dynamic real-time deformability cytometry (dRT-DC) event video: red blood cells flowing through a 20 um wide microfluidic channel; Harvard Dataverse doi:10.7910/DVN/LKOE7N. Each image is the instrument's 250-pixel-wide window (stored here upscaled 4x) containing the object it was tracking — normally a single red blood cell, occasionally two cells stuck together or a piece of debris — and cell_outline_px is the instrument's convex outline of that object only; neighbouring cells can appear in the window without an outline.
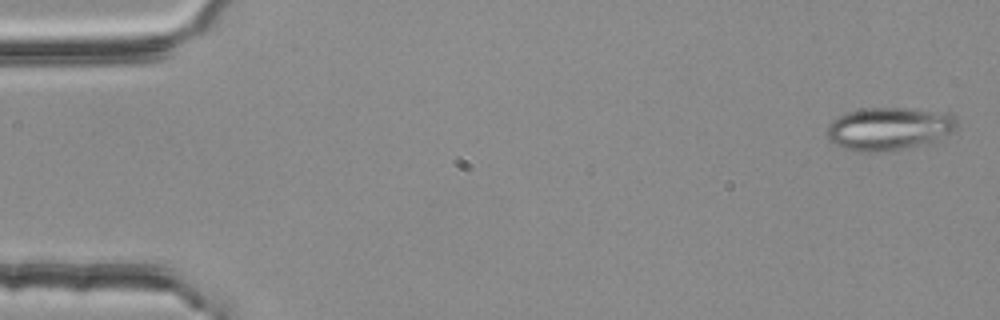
{"species": "common noctule bat (a hibernating species)", "species_latin": "Nyctalus noctula", "temperature_condition": "room temperature", "stored_images_in_passage": 4, "camera_frame_rate_fps": 3000, "um_per_image_px": 0.085, "animal": {"sex": "female", "body_mass_g": 25.1}, "frame": {"image": 1, "passage_image": 1, "time_ms": 0.0, "image_size_px": [1000, 320], "cell_outline_px": [[956, 128], [952, 132], [936, 140], [904, 148], [876, 152], [856, 152], [844, 148], [828, 140], [824, 132], [828, 124], [832, 120], [848, 112], [860, 108], [912, 108], [948, 112], [956, 120]], "centroid_in_image_um": [75.51, 10.92], "position_along_channel_um": 9.5, "area_um2": 32.6}}
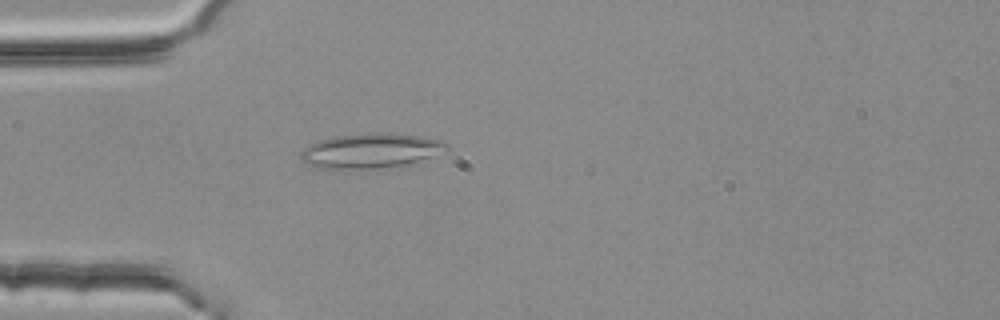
{"frame": {"image": 2, "passage_image": 4, "time_ms": 1.0, "image_size_px": [1000, 320], "cell_outline_px": [[448, 144], [428, 156], [408, 164], [352, 172], [340, 172], [316, 168], [308, 164], [300, 156], [300, 152], [308, 144], [320, 140], [336, 136], [376, 132], [420, 136], [440, 140]], "centroid_in_image_um": [31.31, 12.86], "position_along_channel_um": 53.7, "area_um2": 29.71}}